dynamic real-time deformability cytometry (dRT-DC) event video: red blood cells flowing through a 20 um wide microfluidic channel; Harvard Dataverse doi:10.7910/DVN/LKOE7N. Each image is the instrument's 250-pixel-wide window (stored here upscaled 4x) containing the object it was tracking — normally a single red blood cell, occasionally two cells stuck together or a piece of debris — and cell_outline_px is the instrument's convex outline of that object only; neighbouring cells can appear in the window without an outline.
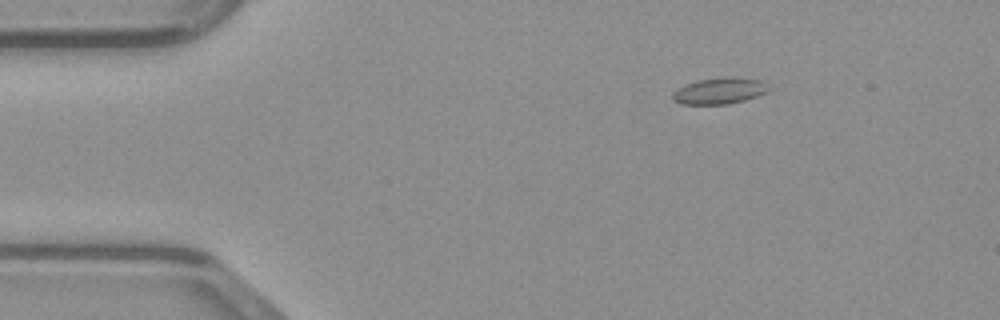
{"species": "common noctule bat (a hibernating species)", "species_latin": "Nyctalus noctula", "temperature_condition": "warm", "stored_images_in_passage": 45, "camera_frame_rate_fps": 3000, "um_per_image_px": 0.085, "animal": {"sex": "male", "body_mass_g": 23.1, "forearm_length_mm": 52.7}, "frame": {"image": 1, "passage_image": 4, "time_ms": 1.0, "image_size_px": [1000, 320], "cell_outline_px": [[768, 92], [744, 100], [728, 104], [680, 104], [672, 100], [672, 92], [696, 80], [724, 76], [732, 76], [764, 80], [768, 88]], "centroid_in_image_um": [61.17, 7.71], "position_along_channel_um": 23.8, "area_um2": 14.85}}
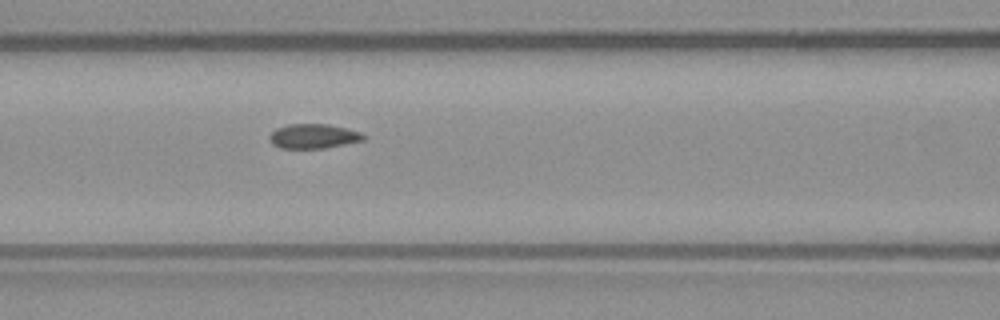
{"frame": {"image": 2, "passage_image": 17, "time_ms": 5.333, "image_size_px": [1000, 320], "cell_outline_px": [[368, 136], [364, 140], [324, 148], [280, 148], [272, 144], [268, 140], [268, 136], [276, 128], [288, 124], [328, 124], [348, 128], [360, 132]], "centroid_in_image_um": [26.64, 11.57], "position_along_channel_um": 140.0, "area_um2": 13.58}}
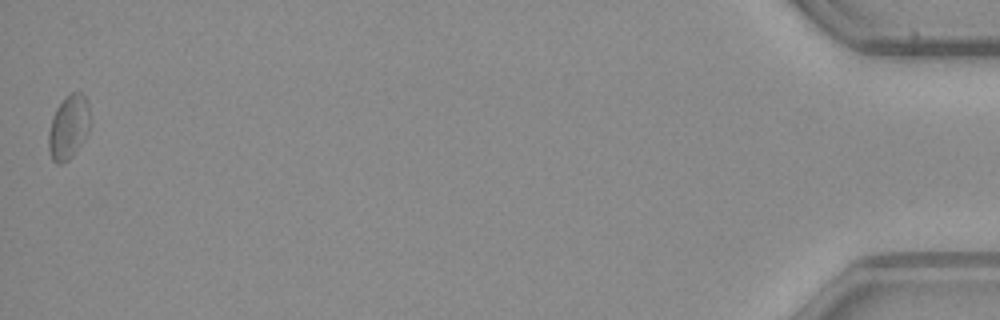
{"frame": {"image": 3, "passage_image": 45, "time_ms": 14.667, "image_size_px": [1000, 320], "cell_outline_px": [[88, 132], [72, 156], [68, 160], [60, 164], [56, 164], [52, 160], [48, 148], [48, 132], [52, 116], [56, 108], [72, 92], [80, 92], [88, 100]], "centroid_in_image_um": [5.79, 10.83], "position_along_channel_um": 429.4, "area_um2": 15.2}}